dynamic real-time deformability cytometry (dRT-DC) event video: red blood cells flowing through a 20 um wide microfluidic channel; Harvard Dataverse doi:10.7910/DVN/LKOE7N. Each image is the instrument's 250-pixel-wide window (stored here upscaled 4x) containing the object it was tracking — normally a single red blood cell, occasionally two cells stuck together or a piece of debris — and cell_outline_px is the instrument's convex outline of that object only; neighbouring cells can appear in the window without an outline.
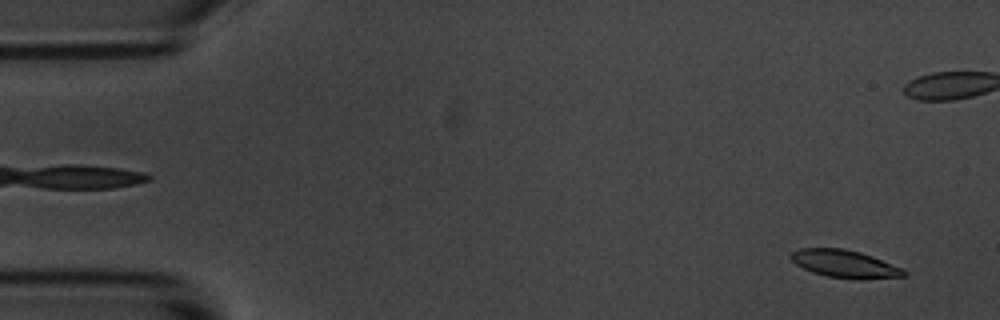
{"species": "common noctule bat (a hibernating species)", "species_latin": "Nyctalus noctula", "temperature_condition": "room temperature", "stored_images_in_passage": 56, "camera_frame_rate_fps": 3000, "um_per_image_px": 0.085, "animal": {"sex": "male", "body_mass_g": 20.1, "forearm_length_mm": 53.5}, "frame": {"image": 1, "passage_image": 3, "time_ms": 0.667, "image_size_px": [1000, 320], "cell_outline_px": [[904, 276], [860, 280], [828, 276], [812, 272], [796, 264], [788, 256], [792, 252], [800, 248], [844, 248], [860, 252], [872, 256], [900, 268], [904, 272]], "centroid_in_image_um": [71.74, 22.42], "position_along_channel_um": 13.3, "area_um2": 17.98}}
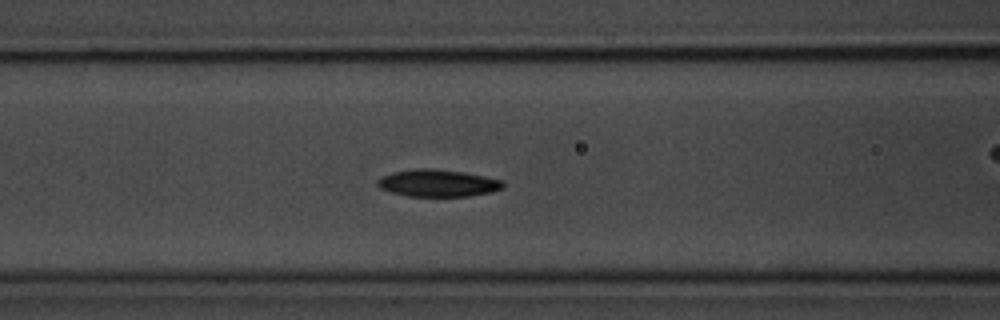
{"frame": {"image": 2, "passage_image": 22, "time_ms": 7.0, "image_size_px": [1000, 320], "cell_outline_px": [[504, 188], [492, 192], [468, 196], [408, 196], [392, 192], [380, 188], [376, 184], [376, 180], [380, 176], [392, 172], [416, 168], [428, 168], [464, 172], [504, 180]], "centroid_in_image_um": [37.21, 15.56], "position_along_channel_um": 129.4, "area_um2": 20.0}}
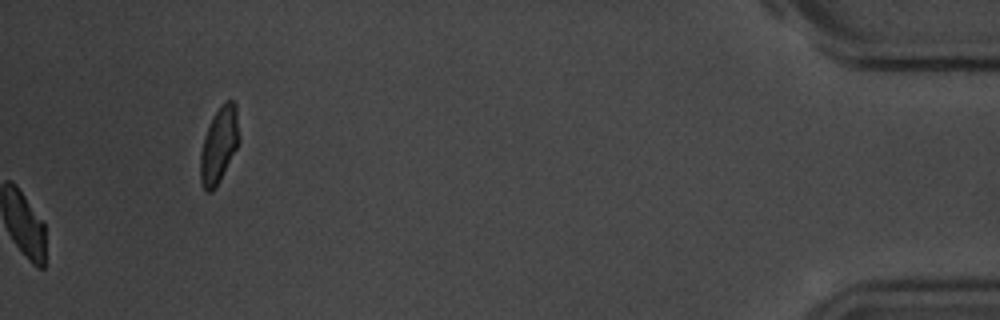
{"frame": {"image": 3, "passage_image": 56, "time_ms": 18.333, "image_size_px": [1000, 320], "cell_outline_px": [[240, 140], [220, 180], [212, 192], [208, 192], [204, 188], [200, 180], [200, 152], [204, 136], [212, 116], [224, 100], [232, 100], [236, 104]], "centroid_in_image_um": [18.61, 12.28], "position_along_channel_um": 416.6, "area_um2": 17.17}, "authors_computed_cell_mechanics": {"area_um2": 19.3341, "velocity_mm_per_s": 3.5807, "shape_relaxation_time_tau1_ms": 2.705, "shape_relaxation_time_tau2_ms": null, "deformation_change_tau1": 0.1009, "deformation_change_tau2": null}}